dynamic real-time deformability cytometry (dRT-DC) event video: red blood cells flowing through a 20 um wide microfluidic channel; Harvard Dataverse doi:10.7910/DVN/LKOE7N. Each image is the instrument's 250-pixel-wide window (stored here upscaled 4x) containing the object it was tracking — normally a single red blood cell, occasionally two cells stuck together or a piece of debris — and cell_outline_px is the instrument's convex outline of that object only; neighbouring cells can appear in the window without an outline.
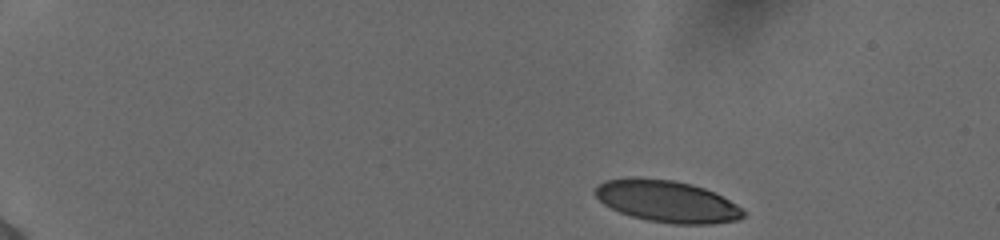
{"species": "human", "species_latin": "Homo sapiens", "temperature_condition": "cold", "stored_images_in_passage": 47, "camera_frame_rate_fps": 3000, "um_per_image_px": 0.085, "donor": {"sex": "female"}, "frame": {"image": 1, "passage_image": 1, "time_ms": 0.0, "image_size_px": [1000, 240], "cell_outline_px": [[744, 216], [736, 220], [712, 224], [672, 224], [648, 220], [632, 216], [620, 212], [604, 204], [596, 196], [596, 188], [604, 180], [628, 176], [632, 176], [672, 180], [692, 184], [704, 188], [736, 204], [744, 212]], "centroid_in_image_um": [56.66, 17.1], "position_along_channel_um": 28.3, "area_um2": 35.89}}
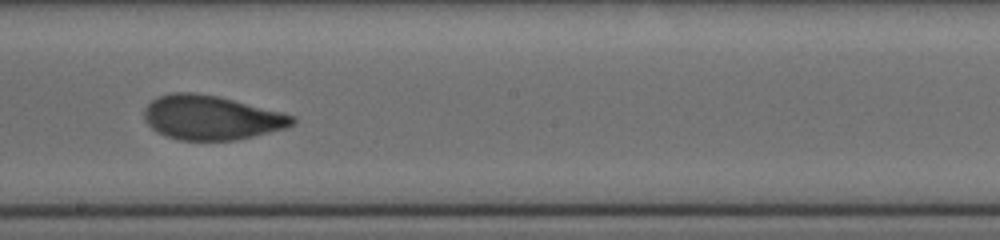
{"frame": {"image": 2, "passage_image": 26, "time_ms": 8.333, "image_size_px": [1000, 240], "cell_outline_px": [[296, 120], [292, 124], [284, 128], [236, 140], [180, 140], [164, 136], [156, 132], [144, 120], [144, 108], [152, 100], [160, 96], [172, 92], [192, 92], [216, 96], [280, 112], [292, 116]], "centroid_in_image_um": [17.88, 10.0], "position_along_channel_um": 230.3, "area_um2": 37.74}}
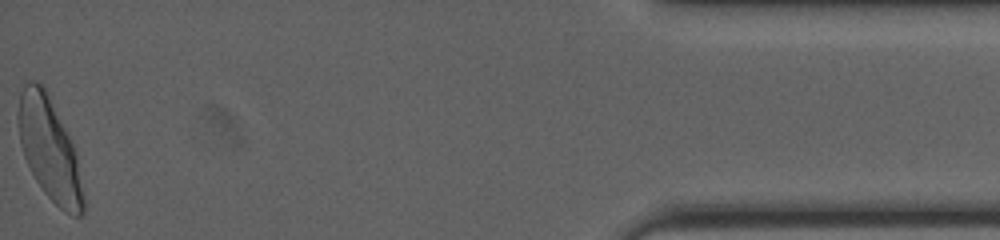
{"frame": {"image": 3, "passage_image": 47, "time_ms": 15.333, "image_size_px": [1000, 240], "cell_outline_px": [[84, 212], [80, 216], [72, 216], [64, 212], [44, 192], [36, 180], [24, 156], [20, 144], [16, 116], [20, 92], [24, 84], [28, 80], [36, 80], [44, 88], [76, 152], [84, 196]], "centroid_in_image_um": [4.17, 12.7], "position_along_channel_um": 431.0, "area_um2": 38.44}, "authors_computed_cell_mechanics": {"area_um2": 37.7434, "velocity_mm_per_s": 3.8749, "shape_relaxation_time_tau1_ms": 4.7485, "shape_relaxation_time_tau2_ms": 0.9192, "deformation_change_tau1": 0.1746, "deformation_change_tau2": 0.0685}}